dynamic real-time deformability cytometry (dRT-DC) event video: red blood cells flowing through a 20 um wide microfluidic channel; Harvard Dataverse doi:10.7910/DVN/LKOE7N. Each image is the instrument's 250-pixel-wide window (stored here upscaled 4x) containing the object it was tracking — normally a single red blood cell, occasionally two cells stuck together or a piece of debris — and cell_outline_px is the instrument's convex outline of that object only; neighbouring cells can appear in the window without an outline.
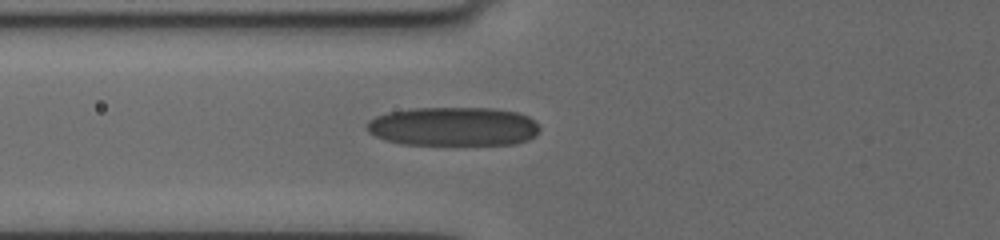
{"species": "human", "species_latin": "Homo sapiens", "temperature_condition": "cold", "stored_images_in_passage": 7, "camera_frame_rate_fps": 3000, "um_per_image_px": 0.085, "donor": {"sex": "female"}, "frame": {"image": 1, "passage_image": 2, "time_ms": 1.0, "image_size_px": [1000, 240], "cell_outline_px": [[540, 128], [536, 136], [528, 140], [512, 144], [400, 144], [384, 140], [368, 132], [364, 128], [364, 124], [368, 120], [376, 116], [388, 112], [412, 108], [492, 108], [520, 112], [536, 120]], "centroid_in_image_um": [38.53, 10.74], "position_along_channel_um": 87.3, "area_um2": 39.65}}
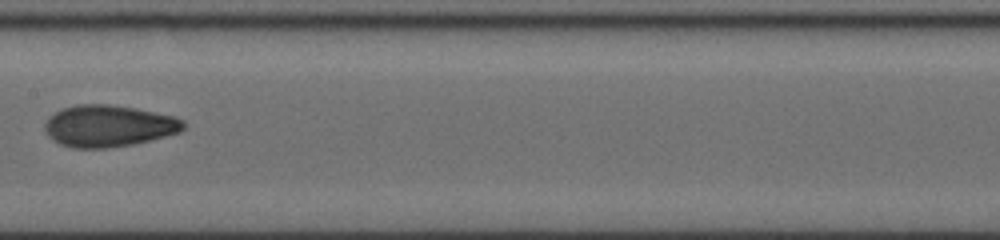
{"frame": {"image": 2, "passage_image": 5, "time_ms": 3.667, "image_size_px": [1000, 240], "cell_outline_px": [[184, 128], [180, 132], [132, 144], [104, 148], [72, 148], [60, 144], [52, 140], [48, 136], [44, 128], [44, 124], [48, 116], [64, 108], [76, 104], [108, 104], [136, 108], [176, 116], [184, 120]], "centroid_in_image_um": [9.21, 10.7], "position_along_channel_um": 198.2, "area_um2": 33.76}}
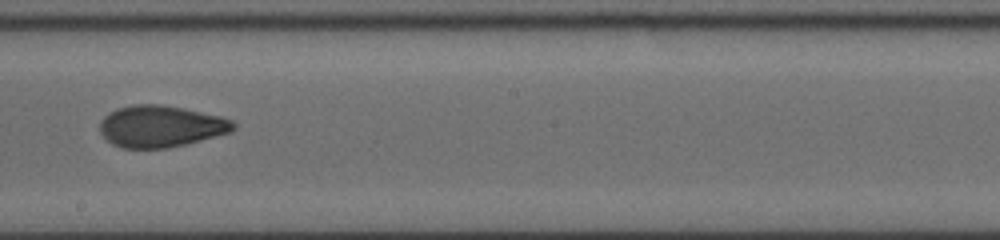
{"frame": {"image": 3, "passage_image": 6, "time_ms": 4.667, "image_size_px": [1000, 240], "cell_outline_px": [[236, 128], [228, 132], [200, 140], [168, 148], [120, 148], [112, 144], [100, 132], [100, 120], [104, 116], [116, 108], [132, 104], [160, 104], [184, 108], [220, 116], [232, 120], [236, 124]], "centroid_in_image_um": [13.63, 10.72], "position_along_channel_um": 234.6, "area_um2": 32.37}}